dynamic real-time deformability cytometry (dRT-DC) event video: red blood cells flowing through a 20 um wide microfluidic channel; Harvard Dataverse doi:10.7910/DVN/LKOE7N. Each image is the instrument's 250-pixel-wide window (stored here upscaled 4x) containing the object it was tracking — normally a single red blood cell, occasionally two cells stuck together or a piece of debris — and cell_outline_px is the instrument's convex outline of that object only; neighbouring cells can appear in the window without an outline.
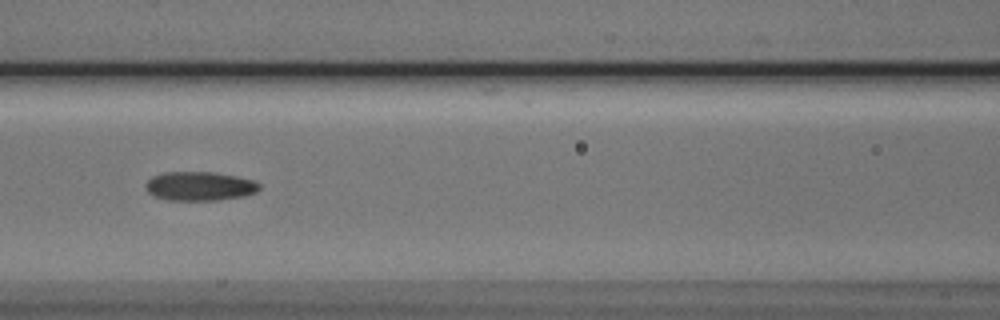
{"species": "Egyptian fruit bat (a non-hibernating species)", "species_latin": "Rousettus aegyptiacus", "temperature_condition": "cold", "stored_images_in_passage": 10, "camera_frame_rate_fps": 3000, "um_per_image_px": 0.085, "animal": {"sex": "male"}, "frame": {"image": 1, "passage_image": 7, "time_ms": 7.0, "image_size_px": [1000, 320], "cell_outline_px": [[260, 188], [256, 192], [244, 196], [216, 200], [168, 200], [156, 196], [148, 192], [144, 188], [144, 184], [152, 176], [164, 172], [216, 172], [236, 176], [252, 180], [260, 184]], "centroid_in_image_um": [16.95, 15.81], "position_along_channel_um": 149.6, "area_um2": 19.25}}
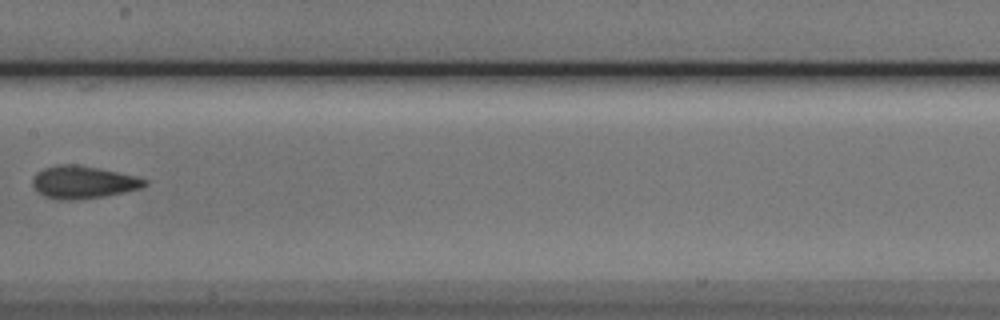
{"frame": {"image": 2, "passage_image": 9, "time_ms": 10.333, "image_size_px": [1000, 320], "cell_outline_px": [[148, 184], [140, 188], [124, 192], [104, 196], [72, 200], [60, 200], [44, 196], [32, 184], [32, 180], [36, 172], [44, 168], [56, 164], [76, 164], [100, 168], [148, 180]], "centroid_in_image_um": [7.04, 15.48], "position_along_channel_um": 200.4, "area_um2": 21.1}}
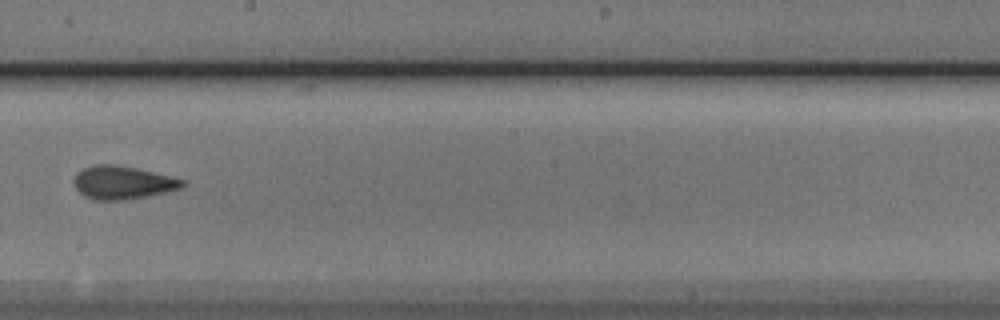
{"frame": {"image": 3, "passage_image": 10, "time_ms": 11.333, "image_size_px": [1000, 320], "cell_outline_px": [[188, 184], [180, 188], [148, 196], [124, 200], [96, 200], [84, 196], [72, 184], [72, 180], [76, 172], [84, 168], [96, 164], [112, 164], [136, 168], [188, 180]], "centroid_in_image_um": [10.42, 15.51], "position_along_channel_um": 237.8, "area_um2": 21.15}}